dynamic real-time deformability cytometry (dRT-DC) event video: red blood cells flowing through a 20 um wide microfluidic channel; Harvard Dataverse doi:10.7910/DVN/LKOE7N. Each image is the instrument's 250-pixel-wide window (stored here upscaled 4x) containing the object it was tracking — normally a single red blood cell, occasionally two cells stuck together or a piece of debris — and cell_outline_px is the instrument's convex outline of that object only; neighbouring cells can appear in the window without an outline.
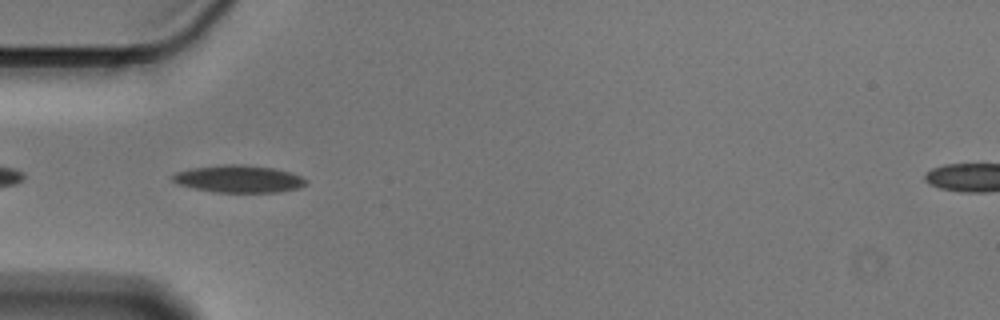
{"species": "Egyptian fruit bat (a non-hibernating species)", "species_latin": "Rousettus aegyptiacus", "temperature_condition": "cold", "stored_images_in_passage": 4, "camera_frame_rate_fps": 3000, "um_per_image_px": 0.085, "animal": {"sex": "male"}, "frame": {"image": 1, "passage_image": 2, "time_ms": 0.333, "image_size_px": [1000, 320], "cell_outline_px": [[308, 184], [300, 188], [276, 192], [216, 192], [176, 184], [172, 180], [172, 176], [176, 172], [192, 168], [224, 164], [244, 164], [276, 168], [292, 172], [308, 180]], "centroid_in_image_um": [20.34, 15.19], "position_along_channel_um": 64.7, "area_um2": 21.39}}